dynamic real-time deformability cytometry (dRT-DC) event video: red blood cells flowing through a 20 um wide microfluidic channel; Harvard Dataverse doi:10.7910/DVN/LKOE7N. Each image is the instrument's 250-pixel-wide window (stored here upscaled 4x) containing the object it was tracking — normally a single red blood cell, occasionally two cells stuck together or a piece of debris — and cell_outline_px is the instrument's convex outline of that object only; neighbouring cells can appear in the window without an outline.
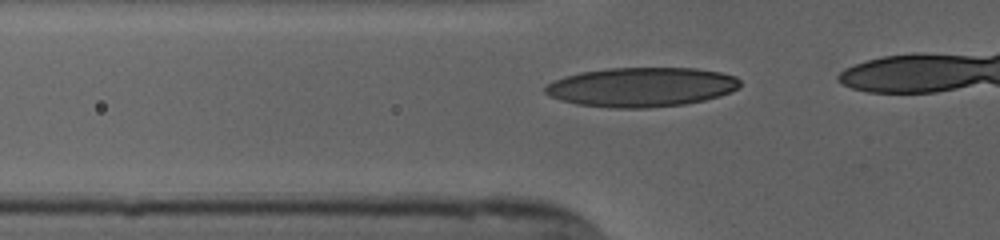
{"species": "human", "species_latin": "Homo sapiens", "temperature_condition": "cold", "stored_images_in_passage": 19, "camera_frame_rate_fps": 3000, "um_per_image_px": 0.085, "donor": {"sex": "female"}, "frame": {"image": 1, "passage_image": 13, "time_ms": 4.0, "image_size_px": [1000, 240], "cell_outline_px": [[740, 88], [732, 92], [720, 96], [704, 100], [684, 104], [648, 108], [616, 108], [576, 104], [560, 100], [544, 92], [544, 84], [552, 80], [564, 76], [580, 72], [608, 68], [696, 68], [720, 72], [736, 76], [740, 80]], "centroid_in_image_um": [54.52, 7.39], "position_along_channel_um": 71.3, "area_um2": 45.08}}
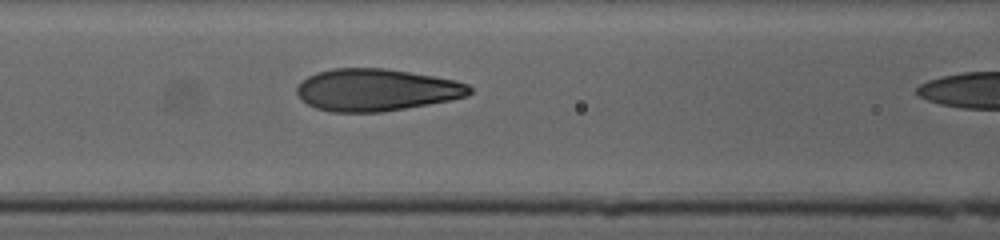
{"frame": {"image": 2, "passage_image": 18, "time_ms": 5.667, "image_size_px": [1000, 240], "cell_outline_px": [[472, 92], [468, 96], [452, 100], [380, 112], [332, 112], [316, 108], [300, 100], [296, 92], [296, 88], [308, 76], [316, 72], [332, 68], [384, 68], [456, 80], [468, 84], [472, 88]], "centroid_in_image_um": [31.98, 7.64], "position_along_channel_um": 134.6, "area_um2": 42.43}}